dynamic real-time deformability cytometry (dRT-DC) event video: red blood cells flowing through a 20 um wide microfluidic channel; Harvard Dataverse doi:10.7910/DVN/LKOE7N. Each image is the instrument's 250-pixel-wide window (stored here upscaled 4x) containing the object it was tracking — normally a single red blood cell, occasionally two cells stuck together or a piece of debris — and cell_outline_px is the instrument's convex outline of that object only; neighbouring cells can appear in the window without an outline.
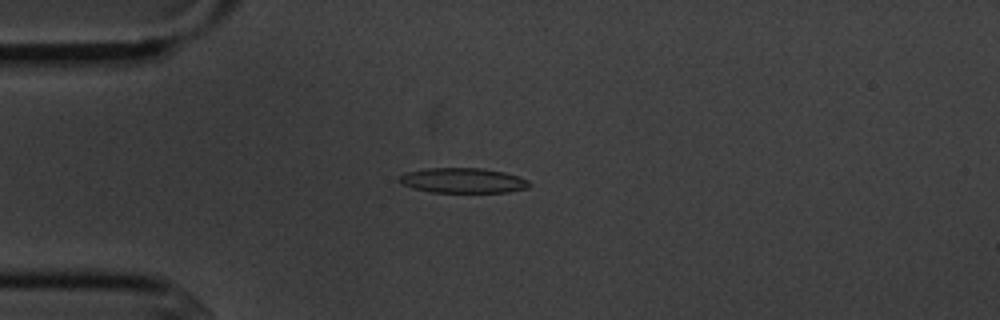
{"species": "common noctule bat (a hibernating species)", "species_latin": "Nyctalus noctula", "temperature_condition": "cold", "stored_images_in_passage": 6, "camera_frame_rate_fps": 3000, "um_per_image_px": 0.085, "animal": {"sex": "male", "body_mass_g": 20.1, "forearm_length_mm": 53.5}, "frame": {"image": 1, "passage_image": 3, "time_ms": 2.333, "image_size_px": [1000, 320], "cell_outline_px": [[532, 184], [528, 188], [508, 192], [432, 192], [416, 188], [404, 184], [396, 180], [404, 172], [428, 168], [480, 168], [504, 172], [528, 180]], "centroid_in_image_um": [39.36, 15.34], "position_along_channel_um": 45.6, "area_um2": 18.84}}
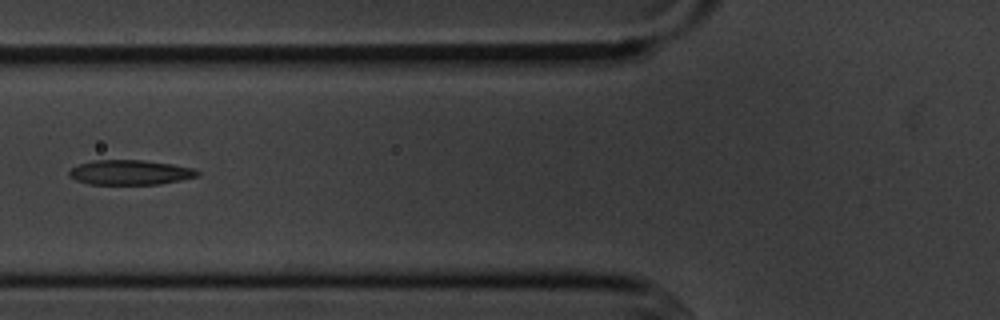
{"frame": {"image": 2, "passage_image": 5, "time_ms": 4.667, "image_size_px": [1000, 320], "cell_outline_px": [[200, 176], [160, 184], [88, 184], [76, 180], [68, 176], [68, 172], [72, 168], [80, 164], [92, 160], [144, 160], [172, 164], [196, 168], [200, 172]], "centroid_in_image_um": [11.09, 14.65], "position_along_channel_um": 114.7, "area_um2": 18.67}}
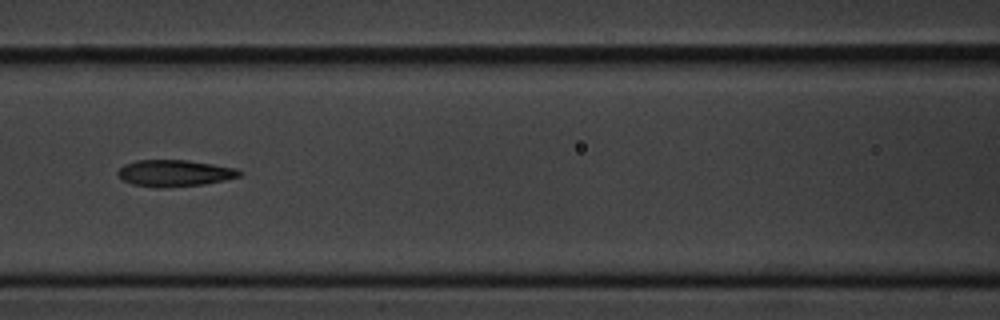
{"frame": {"image": 3, "passage_image": 6, "time_ms": 5.667, "image_size_px": [1000, 320], "cell_outline_px": [[244, 172], [240, 176], [224, 180], [204, 184], [156, 188], [132, 184], [124, 180], [116, 172], [124, 164], [136, 160], [188, 160], [236, 168]], "centroid_in_image_um": [14.84, 14.71], "position_along_channel_um": 151.8, "area_um2": 18.79}}